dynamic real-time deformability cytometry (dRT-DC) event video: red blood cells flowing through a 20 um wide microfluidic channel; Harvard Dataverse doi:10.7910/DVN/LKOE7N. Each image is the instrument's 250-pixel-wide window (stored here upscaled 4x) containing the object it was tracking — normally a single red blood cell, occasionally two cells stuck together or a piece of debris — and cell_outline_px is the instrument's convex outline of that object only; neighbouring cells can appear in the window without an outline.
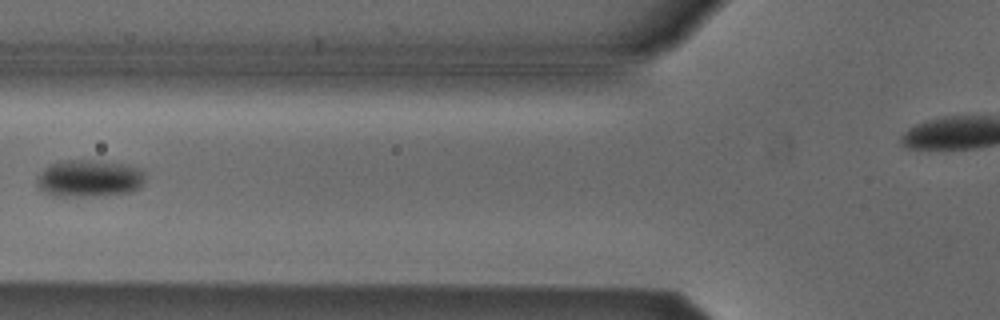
{"species": "Egyptian fruit bat (a non-hibernating species)", "species_latin": "Rousettus aegyptiacus", "temperature_condition": "cold", "stored_images_in_passage": 7, "segment_of_instrument_passage": [1, 2], "camera_frame_rate_fps": 3000, "um_per_image_px": 0.085, "animal": {"sex": "male"}, "frame": {"image": 1, "passage_image": 6, "time_ms": 6.0, "image_size_px": [1000, 320], "cell_outline_px": [[144, 180], [140, 188], [128, 192], [104, 196], [52, 196], [44, 192], [36, 184], [36, 176], [40, 172], [52, 164], [64, 160], [100, 160], [128, 164], [144, 168]], "centroid_in_image_um": [7.62, 15.16], "position_along_channel_um": 118.2, "area_um2": 23.93}}